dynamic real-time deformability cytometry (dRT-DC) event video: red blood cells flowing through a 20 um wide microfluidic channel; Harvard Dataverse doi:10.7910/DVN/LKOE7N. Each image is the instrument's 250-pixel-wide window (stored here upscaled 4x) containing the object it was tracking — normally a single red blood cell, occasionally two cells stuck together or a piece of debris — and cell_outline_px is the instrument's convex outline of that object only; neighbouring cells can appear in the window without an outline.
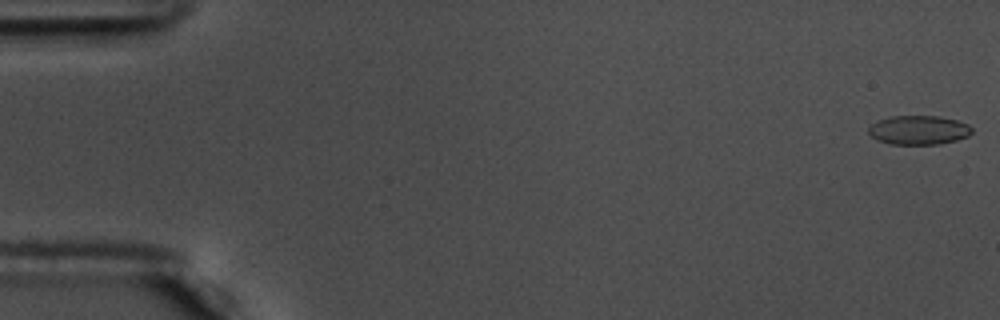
{"species": "common noctule bat (a hibernating species)", "species_latin": "Nyctalus noctula", "temperature_condition": "warm", "stored_images_in_passage": 57, "camera_frame_rate_fps": 3000, "um_per_image_px": 0.085, "animal": {"sex": "male", "body_mass_g": 17.5, "forearm_length_mm": 52.3}, "frame": {"image": 1, "passage_image": 1, "time_ms": 0.0, "image_size_px": [1000, 320], "cell_outline_px": [[972, 132], [968, 136], [956, 140], [940, 144], [892, 144], [876, 140], [868, 132], [868, 128], [872, 124], [880, 120], [892, 116], [940, 116], [956, 120], [968, 124], [972, 128]], "centroid_in_image_um": [78.1, 11.06], "position_along_channel_um": 6.9, "area_um2": 17.46}}
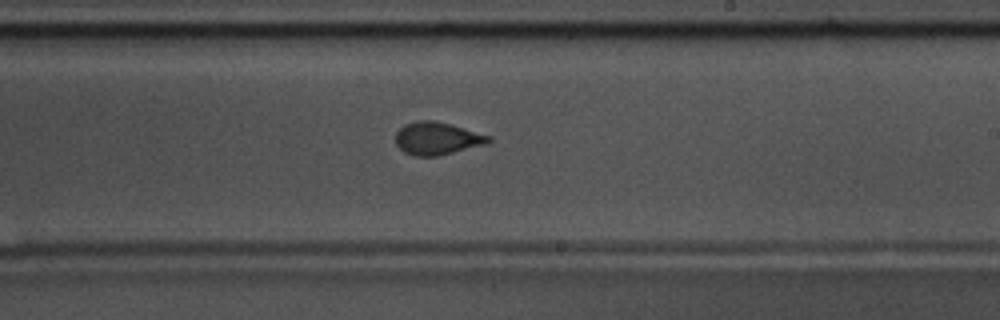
{"frame": {"image": 2, "passage_image": 34, "time_ms": 11.0, "image_size_px": [1000, 320], "cell_outline_px": [[492, 140], [488, 144], [440, 156], [412, 156], [404, 152], [396, 144], [396, 132], [404, 124], [416, 120], [436, 120], [492, 136]], "centroid_in_image_um": [37.17, 11.77], "position_along_channel_um": 251.8, "area_um2": 18.03}}
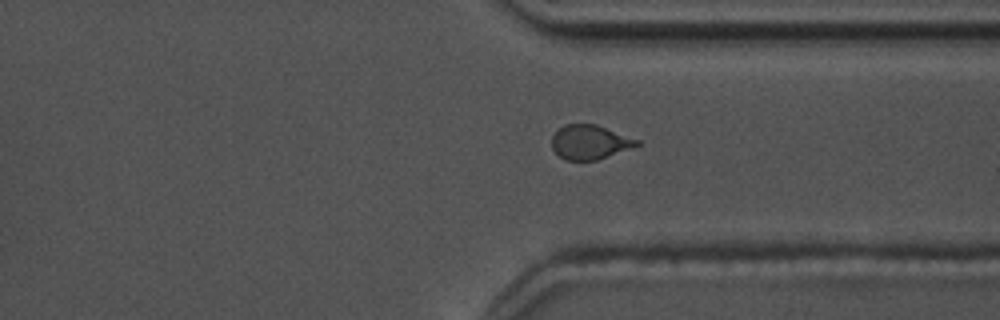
{"frame": {"image": 3, "passage_image": 43, "time_ms": 14.0, "image_size_px": [1000, 320], "cell_outline_px": [[640, 144], [596, 160], [564, 160], [552, 148], [552, 136], [564, 124], [596, 124], [640, 140]], "centroid_in_image_um": [50.11, 12.07], "position_along_channel_um": 361.3, "area_um2": 16.76}, "authors_computed_cell_mechanics": {"area_um2": 17.7446, "velocity_mm_per_s": 3.6346, "shape_relaxation_time_tau1_ms": 6.4537, "shape_relaxation_time_tau2_ms": 0.6716, "deformation_change_tau1": 0.157, "deformation_change_tau2": 0.0334}}